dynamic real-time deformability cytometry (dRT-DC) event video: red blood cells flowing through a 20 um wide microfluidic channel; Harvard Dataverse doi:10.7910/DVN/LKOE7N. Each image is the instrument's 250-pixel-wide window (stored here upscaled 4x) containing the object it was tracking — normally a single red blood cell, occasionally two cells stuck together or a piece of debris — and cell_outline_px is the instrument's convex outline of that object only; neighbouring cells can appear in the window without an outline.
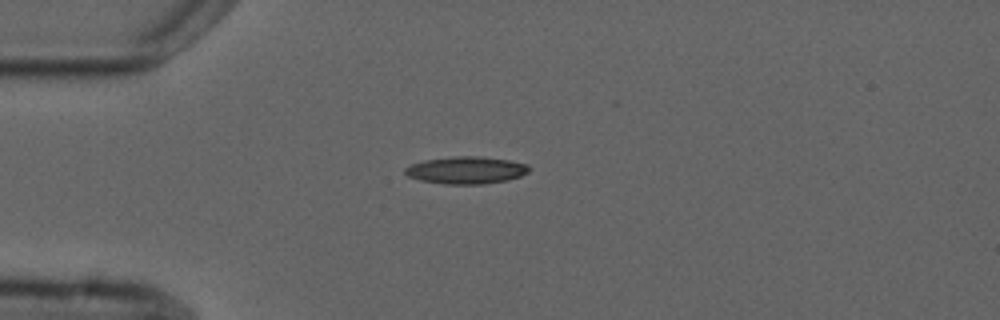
{"species": "common noctule bat (a hibernating species)", "species_latin": "Nyctalus noctula", "temperature_condition": "cold", "stored_images_in_passage": 3, "camera_frame_rate_fps": 3000, "um_per_image_px": 0.085, "animal": {"sex": "male", "forearm_length_mm": 52.5}, "frame": {"image": 1, "passage_image": 1, "time_ms": 0.0, "image_size_px": [1000, 320], "cell_outline_px": [[532, 168], [528, 172], [520, 176], [508, 180], [484, 184], [444, 184], [420, 180], [408, 176], [404, 172], [404, 168], [412, 164], [424, 160], [452, 156], [480, 156], [508, 160], [528, 164]], "centroid_in_image_um": [39.64, 14.46], "position_along_channel_um": 45.4, "area_um2": 19.83}}
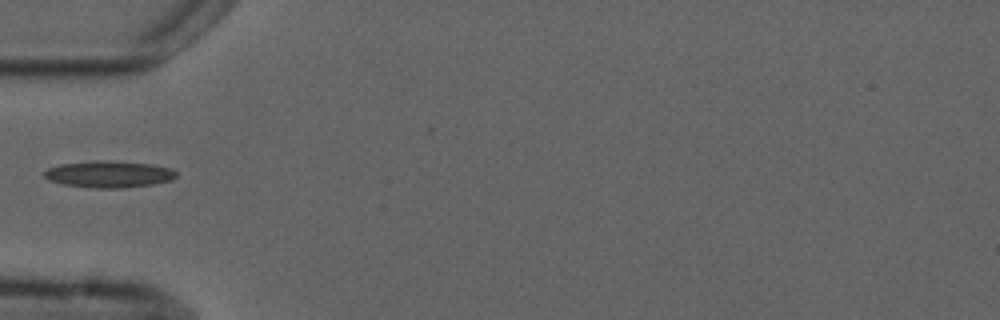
{"frame": {"image": 2, "passage_image": 2, "time_ms": 1.333, "image_size_px": [1000, 320], "cell_outline_px": [[176, 176], [172, 180], [152, 184], [120, 188], [88, 188], [64, 184], [48, 180], [44, 176], [44, 172], [48, 168], [60, 164], [96, 160], [108, 160], [152, 164], [172, 168], [176, 172]], "centroid_in_image_um": [9.25, 14.8], "position_along_channel_um": 75.7, "area_um2": 20.63}}
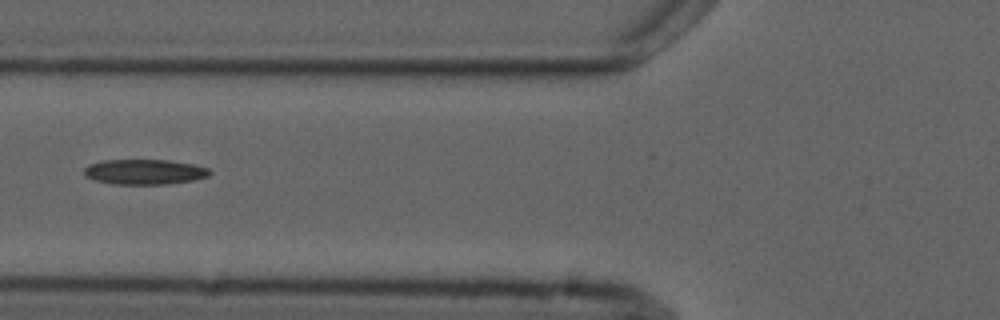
{"frame": {"image": 3, "passage_image": 3, "time_ms": 2.333, "image_size_px": [1000, 320], "cell_outline_px": [[212, 172], [208, 176], [192, 180], [168, 184], [112, 184], [92, 180], [84, 176], [84, 168], [88, 164], [100, 160], [168, 160], [196, 164], [208, 168]], "centroid_in_image_um": [12.25, 14.6], "position_along_channel_um": 113.6, "area_um2": 18.67}}